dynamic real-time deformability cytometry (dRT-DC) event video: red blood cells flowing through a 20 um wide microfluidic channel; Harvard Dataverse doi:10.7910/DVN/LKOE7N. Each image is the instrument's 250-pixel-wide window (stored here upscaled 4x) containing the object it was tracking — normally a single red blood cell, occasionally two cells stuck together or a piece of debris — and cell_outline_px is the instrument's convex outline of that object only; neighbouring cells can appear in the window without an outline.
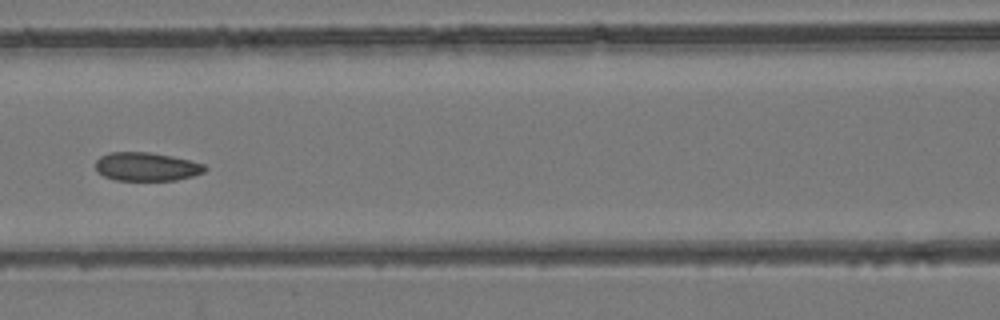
{"species": "common noctule bat (a hibernating species)", "species_latin": "Nyctalus noctula", "temperature_condition": "room temperature", "stored_images_in_passage": 5, "camera_frame_rate_fps": 3000, "um_per_image_px": 0.085, "animal": {"sex": "female", "body_mass_g": 24.6, "forearm_length_mm": 56.2}, "frame": {"image": 1, "passage_image": 5, "time_ms": 5.667, "image_size_px": [1000, 320], "cell_outline_px": [[208, 168], [204, 172], [192, 176], [176, 180], [116, 180], [104, 176], [96, 172], [96, 160], [100, 156], [108, 152], [152, 152], [192, 160], [204, 164]], "centroid_in_image_um": [12.46, 14.16], "position_along_channel_um": 154.1, "area_um2": 18.38}}